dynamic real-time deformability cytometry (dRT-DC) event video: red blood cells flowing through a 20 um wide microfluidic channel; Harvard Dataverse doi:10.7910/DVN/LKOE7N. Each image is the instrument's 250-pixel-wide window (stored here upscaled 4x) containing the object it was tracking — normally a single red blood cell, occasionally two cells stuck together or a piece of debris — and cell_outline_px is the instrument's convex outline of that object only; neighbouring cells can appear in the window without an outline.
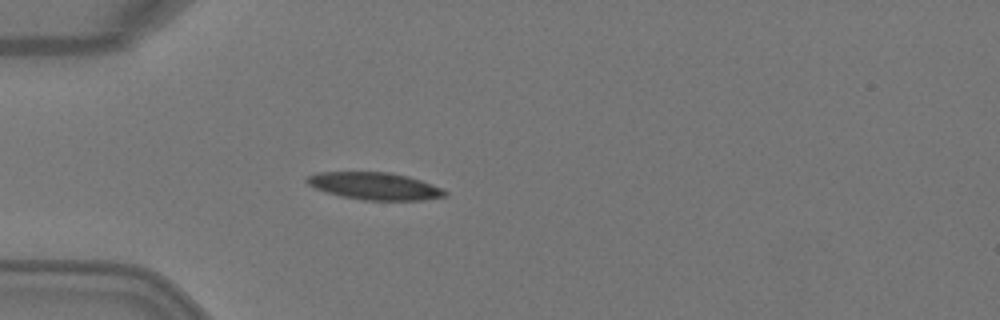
{"species": "Egyptian fruit bat (a non-hibernating species)", "species_latin": "Rousettus aegyptiacus", "temperature_condition": "warm", "stored_images_in_passage": 3, "camera_frame_rate_fps": 3000, "um_per_image_px": 0.085, "animal": {"sex": "female"}, "frame": {"image": 1, "passage_image": 3, "time_ms": 0.667, "image_size_px": [1000, 320], "cell_outline_px": [[448, 196], [424, 200], [364, 200], [340, 196], [316, 188], [308, 184], [304, 180], [304, 176], [320, 172], [388, 172], [408, 176], [432, 184], [448, 192]], "centroid_in_image_um": [31.84, 15.81], "position_along_channel_um": 53.2, "area_um2": 21.96}}